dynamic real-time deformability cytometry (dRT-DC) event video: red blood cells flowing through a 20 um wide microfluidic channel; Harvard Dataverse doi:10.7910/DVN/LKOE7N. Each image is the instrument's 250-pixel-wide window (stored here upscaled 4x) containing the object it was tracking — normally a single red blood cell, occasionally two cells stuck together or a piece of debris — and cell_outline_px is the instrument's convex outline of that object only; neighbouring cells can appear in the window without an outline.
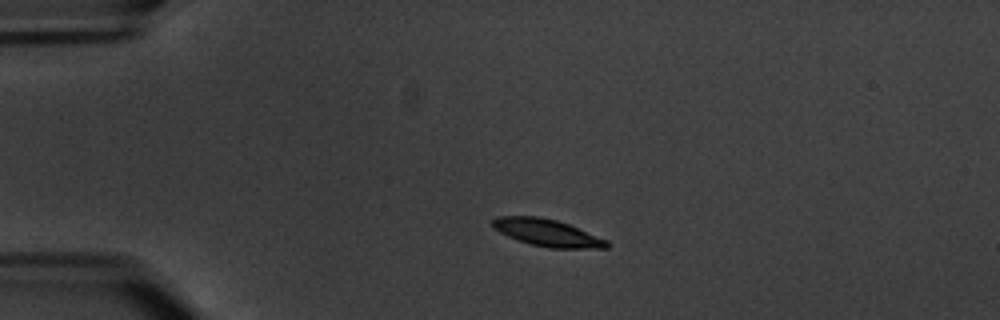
{"species": "common noctule bat (a hibernating species)", "species_latin": "Nyctalus noctula", "temperature_condition": "warm", "stored_images_in_passage": 10, "camera_frame_rate_fps": 3000, "um_per_image_px": 0.085, "animal": {"sex": "male", "body_mass_g": 20.1, "forearm_length_mm": 53.5}, "frame": {"image": 1, "passage_image": 1, "time_ms": 0.0, "image_size_px": [1000, 320], "cell_outline_px": [[608, 248], [548, 248], [532, 244], [508, 236], [492, 228], [492, 220], [496, 216], [540, 216], [556, 220], [568, 224], [608, 240]], "centroid_in_image_um": [46.5, 19.77], "position_along_channel_um": 38.5, "area_um2": 17.92}}
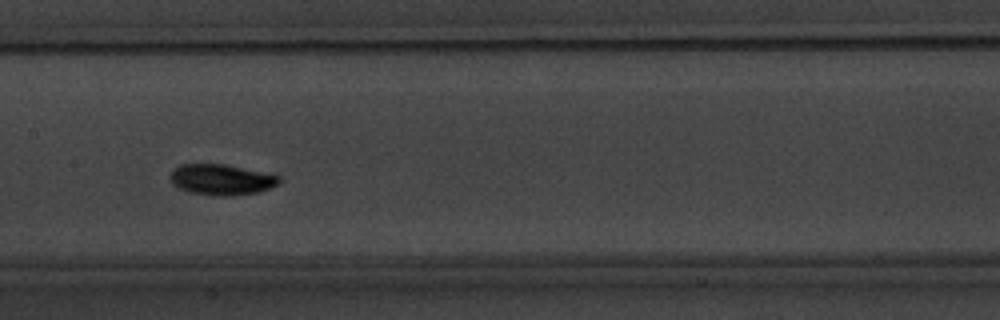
{"frame": {"image": 2, "passage_image": 6, "time_ms": 5.667, "image_size_px": [1000, 320], "cell_outline_px": [[280, 184], [256, 192], [232, 196], [216, 196], [188, 192], [172, 184], [168, 176], [180, 164], [224, 164], [280, 176]], "centroid_in_image_um": [18.79, 15.27], "position_along_channel_um": 188.6, "area_um2": 19.42}}
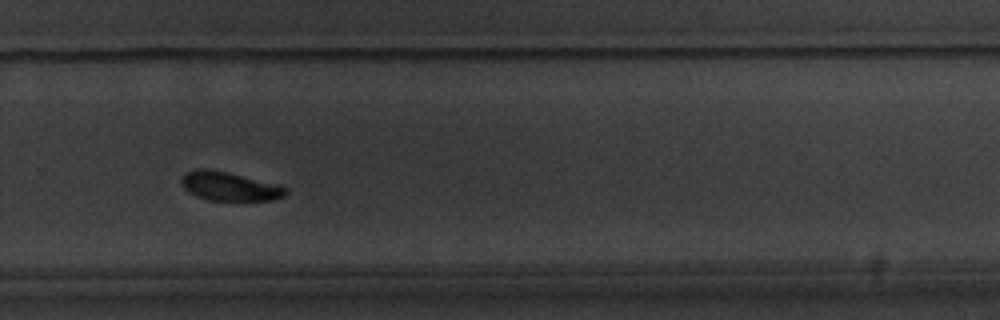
{"frame": {"image": 3, "passage_image": 9, "time_ms": 9.333, "image_size_px": [1000, 320], "cell_outline_px": [[288, 192], [284, 196], [272, 200], [208, 200], [196, 196], [188, 192], [184, 188], [180, 180], [184, 172], [196, 168], [208, 168], [280, 184], [288, 188]], "centroid_in_image_um": [19.5, 15.82], "position_along_channel_um": 310.3, "area_um2": 17.74}}